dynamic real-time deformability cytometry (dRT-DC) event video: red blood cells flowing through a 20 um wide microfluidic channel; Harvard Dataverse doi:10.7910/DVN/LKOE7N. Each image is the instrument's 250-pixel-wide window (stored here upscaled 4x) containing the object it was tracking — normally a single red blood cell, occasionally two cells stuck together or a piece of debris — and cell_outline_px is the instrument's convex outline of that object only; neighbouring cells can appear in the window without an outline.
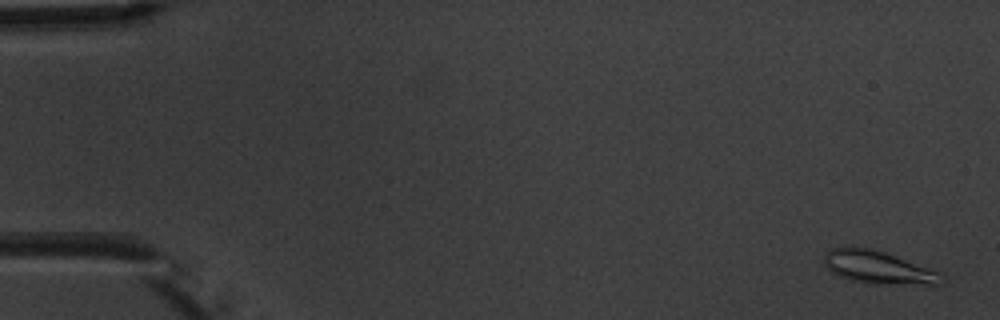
{"species": "common noctule bat (a hibernating species)", "species_latin": "Nyctalus noctula", "temperature_condition": "warm", "stored_images_in_passage": 4, "camera_frame_rate_fps": 3000, "um_per_image_px": 0.085, "animal": {"sex": "male", "body_mass_g": 20.1, "forearm_length_mm": 53.5}, "frame": {"image": 1, "passage_image": 1, "time_ms": 0.0, "image_size_px": [1000, 320], "cell_outline_px": [[948, 280], [944, 284], [872, 284], [852, 280], [840, 276], [832, 272], [824, 264], [824, 256], [832, 248], [868, 248], [884, 252], [940, 272]], "centroid_in_image_um": [74.71, 22.76], "position_along_channel_um": 10.3, "area_um2": 22.14}}